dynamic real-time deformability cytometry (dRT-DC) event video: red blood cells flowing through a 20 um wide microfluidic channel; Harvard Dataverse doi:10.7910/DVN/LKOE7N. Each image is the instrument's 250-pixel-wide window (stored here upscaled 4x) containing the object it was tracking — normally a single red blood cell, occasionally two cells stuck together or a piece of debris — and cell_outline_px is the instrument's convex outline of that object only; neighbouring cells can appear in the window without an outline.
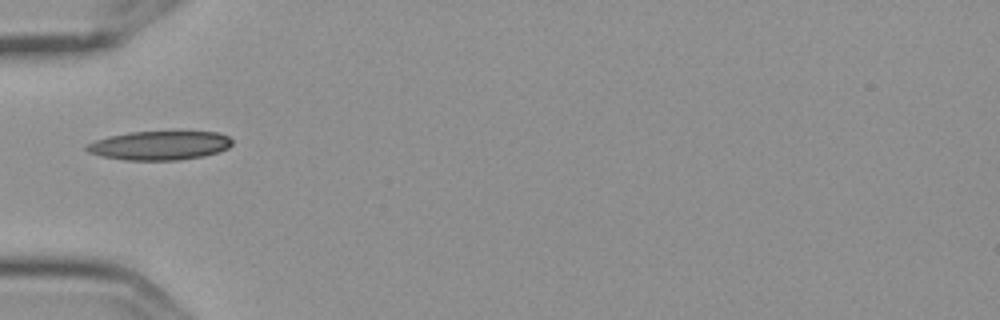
{"species": "Egyptian fruit bat (a non-hibernating species)", "species_latin": "Rousettus aegyptiacus", "temperature_condition": "cold", "stored_images_in_passage": 2, "camera_frame_rate_fps": 3000, "um_per_image_px": 0.085, "frame": {"image": 1, "passage_image": 1, "time_ms": 0.0, "image_size_px": [1000, 320], "cell_outline_px": [[232, 144], [228, 148], [204, 156], [176, 160], [124, 160], [100, 156], [88, 152], [84, 148], [84, 144], [108, 136], [128, 132], [176, 128], [216, 132], [228, 136], [232, 140]], "centroid_in_image_um": [13.57, 12.3], "position_along_channel_um": 71.4, "area_um2": 25.84}}
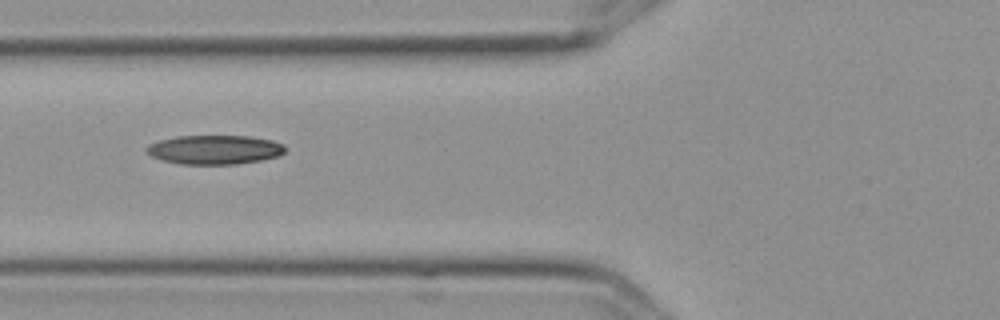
{"frame": {"image": 2, "passage_image": 2, "time_ms": 0.333, "image_size_px": [1000, 320], "cell_outline_px": [[284, 152], [280, 156], [260, 160], [236, 164], [180, 164], [160, 160], [144, 152], [144, 148], [148, 144], [160, 140], [176, 136], [248, 136], [272, 140], [284, 144]], "centroid_in_image_um": [18.19, 12.72], "position_along_channel_um": 107.6, "area_um2": 23.7}}